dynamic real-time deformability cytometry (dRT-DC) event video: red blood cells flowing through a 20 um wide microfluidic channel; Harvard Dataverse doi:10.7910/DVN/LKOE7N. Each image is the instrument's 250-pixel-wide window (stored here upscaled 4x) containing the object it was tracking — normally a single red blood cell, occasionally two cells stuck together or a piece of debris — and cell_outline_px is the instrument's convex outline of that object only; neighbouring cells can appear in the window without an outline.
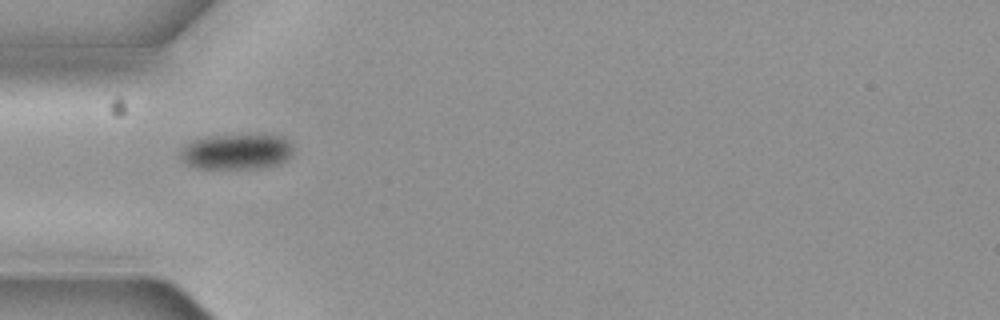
{"species": "common noctule bat (a hibernating species)", "species_latin": "Nyctalus noctula", "temperature_condition": "cold", "stored_images_in_passage": 5, "camera_frame_rate_fps": 3000, "um_per_image_px": 0.085, "animal": {"sex": "female", "body_mass_g": 19.3, "forearm_length_mm": 54.1}, "frame": {"image": 1, "passage_image": 1, "time_ms": 0.0, "image_size_px": [1000, 320], "cell_outline_px": [[292, 156], [288, 160], [280, 164], [256, 168], [200, 168], [188, 164], [180, 156], [180, 148], [184, 144], [192, 140], [204, 136], [284, 136], [292, 144]], "centroid_in_image_um": [20.11, 12.89], "position_along_channel_um": 64.9, "area_um2": 23.24}}
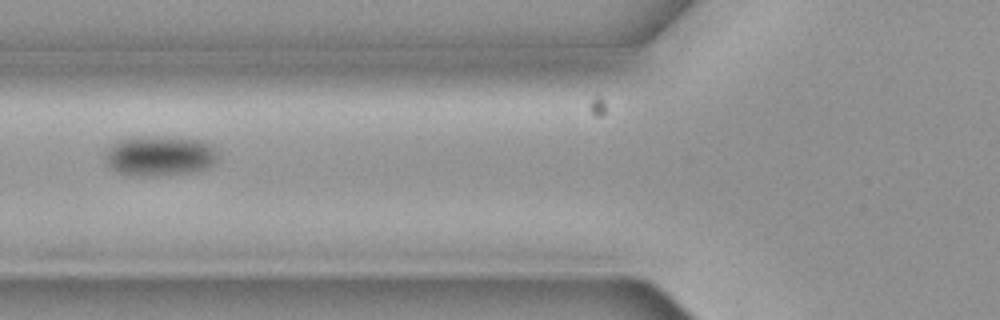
{"frame": {"image": 2, "passage_image": 2, "time_ms": 0.333, "image_size_px": [1000, 320], "cell_outline_px": [[216, 160], [212, 164], [204, 168], [188, 172], [120, 172], [112, 168], [108, 164], [104, 152], [116, 140], [132, 136], [156, 136], [200, 140], [216, 148]], "centroid_in_image_um": [13.55, 13.15], "position_along_channel_um": 112.2, "area_um2": 24.91}}
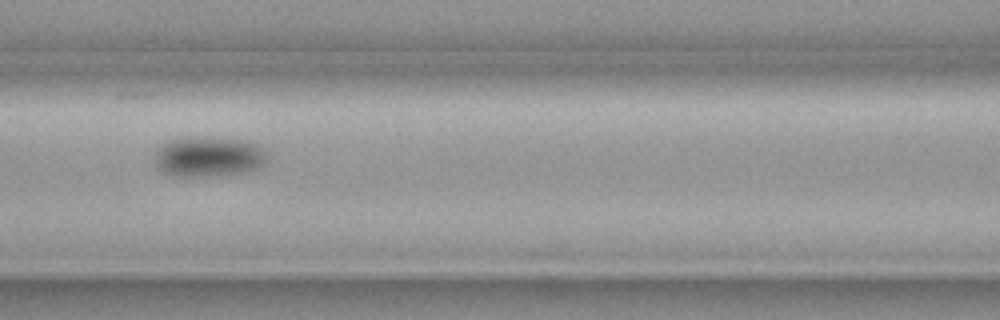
{"frame": {"image": 3, "passage_image": 3, "time_ms": 0.667, "image_size_px": [1000, 320], "cell_outline_px": [[268, 160], [256, 168], [244, 172], [208, 176], [180, 176], [164, 172], [156, 164], [156, 152], [160, 144], [172, 140], [192, 136], [244, 140], [256, 144], [264, 152]], "centroid_in_image_um": [17.72, 13.3], "position_along_channel_um": 148.9, "area_um2": 25.89}}